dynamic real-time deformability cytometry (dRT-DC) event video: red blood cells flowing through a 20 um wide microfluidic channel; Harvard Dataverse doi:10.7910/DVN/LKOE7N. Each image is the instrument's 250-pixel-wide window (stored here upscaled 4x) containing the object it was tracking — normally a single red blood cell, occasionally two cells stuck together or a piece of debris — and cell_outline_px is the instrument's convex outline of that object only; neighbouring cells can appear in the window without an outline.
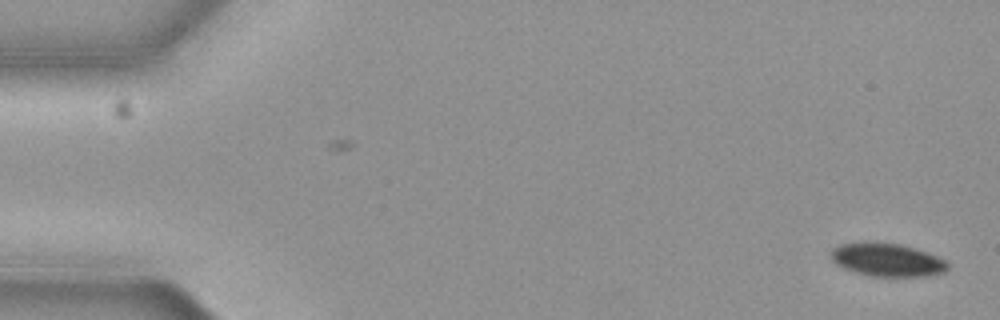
{"species": "common noctule bat (a hibernating species)", "species_latin": "Nyctalus noctula", "temperature_condition": "cold", "stored_images_in_passage": 56, "camera_frame_rate_fps": 3000, "um_per_image_px": 0.085, "animal": {"sex": "female", "body_mass_g": 19.3, "forearm_length_mm": 54.1}, "frame": {"image": 1, "passage_image": 1, "time_ms": 0.0, "image_size_px": [1000, 320], "cell_outline_px": [[948, 268], [944, 272], [924, 276], [872, 276], [856, 272], [844, 268], [836, 264], [832, 260], [832, 248], [840, 244], [900, 244], [928, 252], [948, 260]], "centroid_in_image_um": [75.47, 22.11], "position_along_channel_um": 9.5, "area_um2": 21.96}}
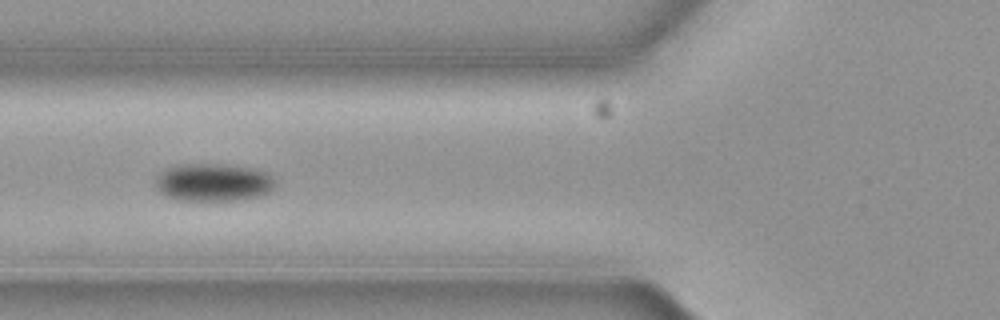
{"frame": {"image": 2, "passage_image": 21, "time_ms": 6.667, "image_size_px": [1000, 320], "cell_outline_px": [[276, 184], [272, 192], [260, 196], [240, 200], [176, 200], [164, 196], [156, 188], [156, 176], [160, 172], [176, 164], [216, 164], [256, 168], [268, 172], [276, 180]], "centroid_in_image_um": [18.17, 15.5], "position_along_channel_um": 107.6, "area_um2": 26.88}}
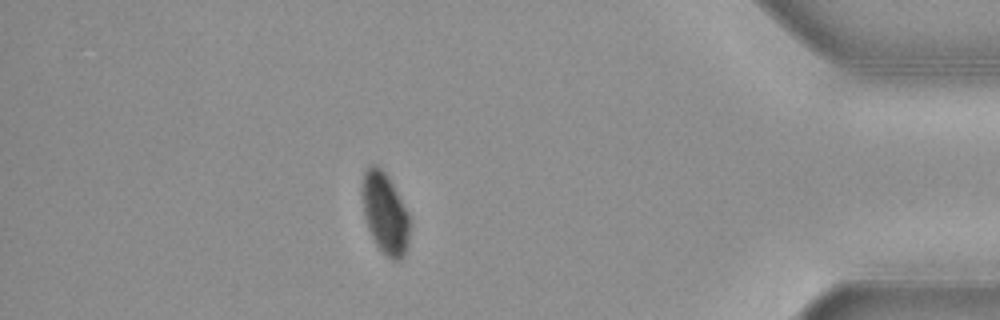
{"frame": {"image": 3, "passage_image": 49, "time_ms": 16.0, "image_size_px": [1000, 320], "cell_outline_px": [[408, 244], [404, 256], [400, 260], [392, 260], [376, 244], [368, 228], [364, 216], [360, 188], [364, 172], [372, 164], [376, 164], [388, 176], [408, 212]], "centroid_in_image_um": [32.69, 18.1], "position_along_channel_um": 402.5, "area_um2": 22.31}, "authors_computed_cell_mechanics": {"area_um2": 24.7095, "velocity_mm_per_s": 3.6498, "shape_relaxation_time_tau1_ms": 5.048, "shape_relaxation_time_tau2_ms": null, "deformation_change_tau1": 0.0756, "deformation_change_tau2": null}}